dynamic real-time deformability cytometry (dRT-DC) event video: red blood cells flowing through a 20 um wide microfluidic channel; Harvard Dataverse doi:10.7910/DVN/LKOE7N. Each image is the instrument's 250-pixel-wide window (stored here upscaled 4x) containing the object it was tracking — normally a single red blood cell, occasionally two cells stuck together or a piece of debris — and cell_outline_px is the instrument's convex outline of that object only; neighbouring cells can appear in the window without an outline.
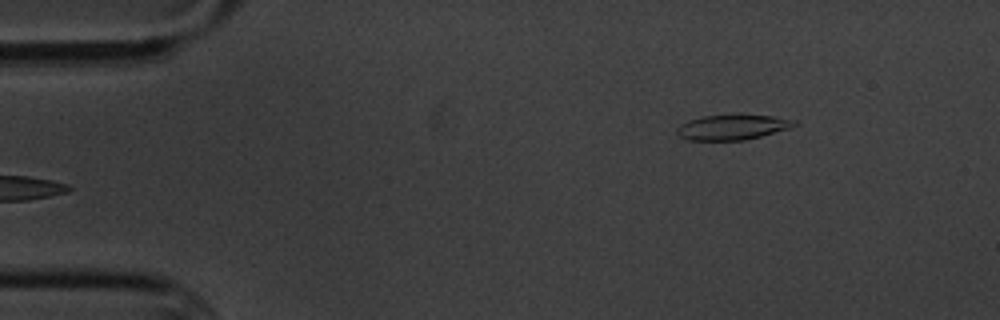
{"species": "common noctule bat (a hibernating species)", "species_latin": "Nyctalus noctula", "temperature_condition": "cold", "stored_images_in_passage": 6, "camera_frame_rate_fps": 3000, "um_per_image_px": 0.085, "animal": {"sex": "male", "body_mass_g": 20.1, "forearm_length_mm": 53.5}, "frame": {"image": 1, "passage_image": 6, "time_ms": 6.667, "image_size_px": [1000, 320], "cell_outline_px": [[800, 124], [792, 128], [744, 140], [688, 140], [680, 136], [676, 132], [676, 128], [680, 124], [688, 120], [700, 116], [736, 112], [740, 112], [772, 116], [796, 120]], "centroid_in_image_um": [62.29, 10.76], "position_along_channel_um": 22.7, "area_um2": 18.09}}